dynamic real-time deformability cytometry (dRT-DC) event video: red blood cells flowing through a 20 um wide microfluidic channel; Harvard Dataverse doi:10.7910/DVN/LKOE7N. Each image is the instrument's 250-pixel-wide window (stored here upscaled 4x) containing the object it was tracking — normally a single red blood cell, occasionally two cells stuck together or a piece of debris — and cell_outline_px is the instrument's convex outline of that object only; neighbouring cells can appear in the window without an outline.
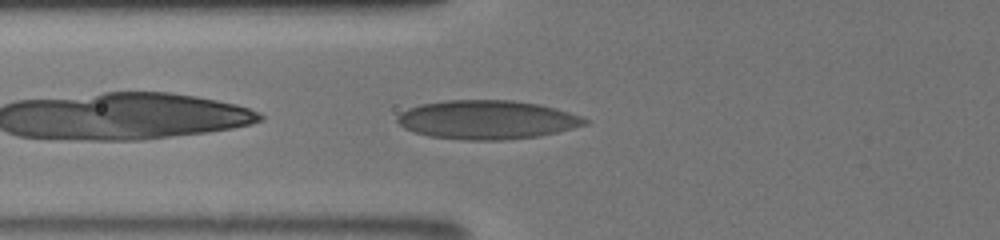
{"species": "human", "species_latin": "Homo sapiens", "temperature_condition": "room temperature", "stored_images_in_passage": 23, "camera_frame_rate_fps": 3000, "um_per_image_px": 0.085, "donor": {"sex": "male"}, "frame": {"image": 1, "passage_image": 19, "time_ms": 7.333, "image_size_px": [1000, 240], "cell_outline_px": [[588, 124], [540, 136], [504, 140], [464, 140], [428, 136], [412, 132], [404, 128], [396, 120], [396, 116], [400, 112], [408, 108], [420, 104], [444, 100], [512, 100], [540, 104], [556, 108], [580, 116], [588, 120]], "centroid_in_image_um": [41.36, 10.18], "position_along_channel_um": 84.4, "area_um2": 42.71}}
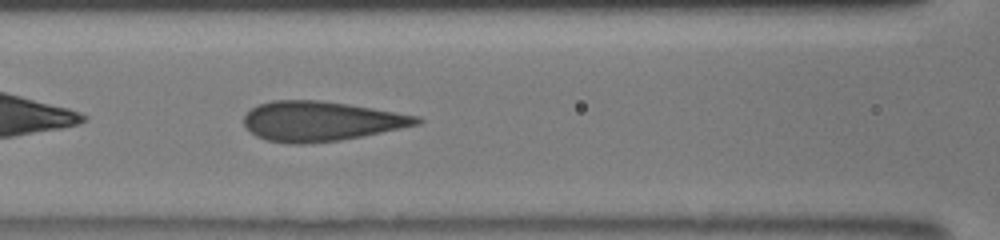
{"frame": {"image": 2, "passage_image": 23, "time_ms": 8.667, "image_size_px": [1000, 240], "cell_outline_px": [[424, 120], [420, 124], [360, 136], [336, 140], [304, 144], [288, 144], [264, 140], [256, 136], [244, 124], [244, 116], [252, 108], [260, 104], [272, 100], [320, 100], [348, 104], [420, 116]], "centroid_in_image_um": [27.26, 10.3], "position_along_channel_um": 139.3, "area_um2": 39.77}}